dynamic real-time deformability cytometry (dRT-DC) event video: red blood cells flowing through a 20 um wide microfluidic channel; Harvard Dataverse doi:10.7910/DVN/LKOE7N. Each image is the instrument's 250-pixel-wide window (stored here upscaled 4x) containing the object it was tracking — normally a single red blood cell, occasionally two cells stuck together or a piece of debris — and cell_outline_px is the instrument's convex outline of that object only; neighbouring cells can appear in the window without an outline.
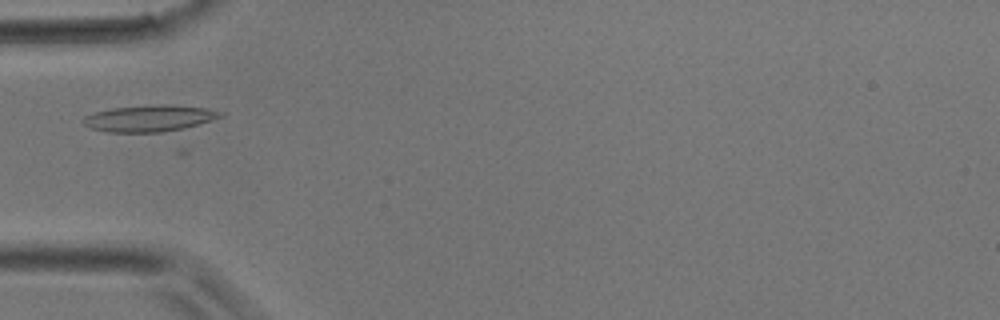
{"species": "common noctule bat (a hibernating species)", "species_latin": "Nyctalus noctula", "temperature_condition": "room temperature", "stored_images_in_passage": 28, "camera_frame_rate_fps": 3000, "um_per_image_px": 0.085, "animal": {"sex": "male", "body_mass_g": 17.9}, "frame": {"image": 1, "passage_image": 8, "time_ms": 2.333, "image_size_px": [1000, 320], "cell_outline_px": [[224, 116], [212, 120], [184, 128], [160, 132], [108, 132], [92, 128], [84, 124], [80, 120], [84, 116], [96, 112], [112, 108], [160, 104], [172, 104], [204, 108], [224, 112]], "centroid_in_image_um": [12.71, 10.05], "position_along_channel_um": 72.3, "area_um2": 21.1}}
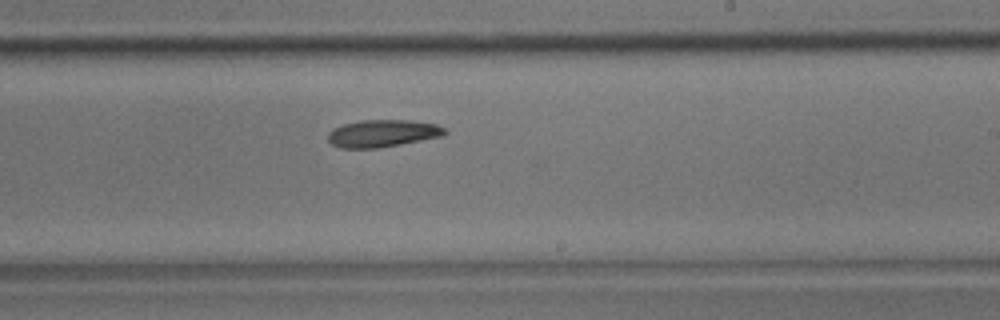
{"frame": {"image": 2, "passage_image": 19, "time_ms": 6.0, "image_size_px": [1000, 320], "cell_outline_px": [[448, 132], [444, 136], [400, 144], [376, 148], [340, 148], [332, 144], [328, 140], [328, 132], [332, 128], [344, 124], [360, 120], [408, 120], [436, 124], [444, 128]], "centroid_in_image_um": [32.51, 11.33], "position_along_channel_um": 256.5, "area_um2": 18.61}}
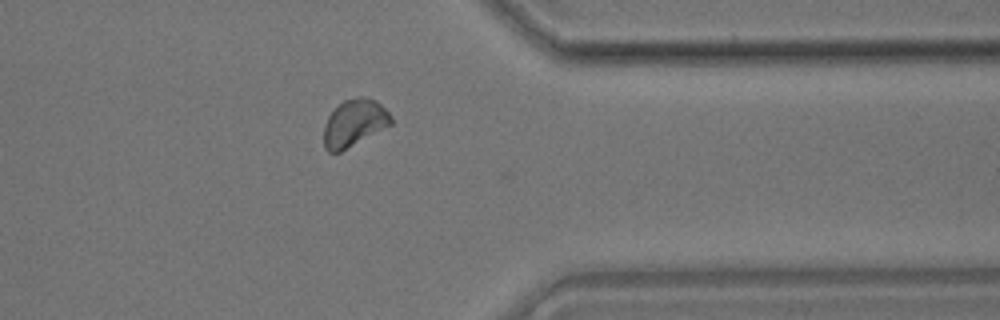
{"frame": {"image": 3, "passage_image": 27, "time_ms": 8.667, "image_size_px": [1000, 320], "cell_outline_px": [[392, 124], [340, 152], [328, 152], [324, 148], [324, 124], [328, 116], [344, 100], [356, 96], [360, 96], [376, 100], [392, 116]], "centroid_in_image_um": [30.1, 10.45], "position_along_channel_um": 381.3, "area_um2": 18.32}}